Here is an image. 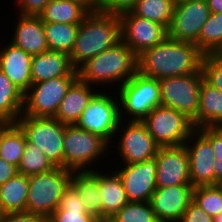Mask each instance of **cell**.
Instances as JSON below:
<instances>
[{"label": "cell", "mask_w": 222, "mask_h": 222, "mask_svg": "<svg viewBox=\"0 0 222 222\" xmlns=\"http://www.w3.org/2000/svg\"><path fill=\"white\" fill-rule=\"evenodd\" d=\"M54 168L55 166L46 157L43 151L35 144L26 140V146L18 167V173L31 176L48 172Z\"/></svg>", "instance_id": "obj_33"}, {"label": "cell", "mask_w": 222, "mask_h": 222, "mask_svg": "<svg viewBox=\"0 0 222 222\" xmlns=\"http://www.w3.org/2000/svg\"><path fill=\"white\" fill-rule=\"evenodd\" d=\"M50 0H16L17 15L39 16Z\"/></svg>", "instance_id": "obj_42"}, {"label": "cell", "mask_w": 222, "mask_h": 222, "mask_svg": "<svg viewBox=\"0 0 222 222\" xmlns=\"http://www.w3.org/2000/svg\"><path fill=\"white\" fill-rule=\"evenodd\" d=\"M142 122L159 147L184 145L195 130L183 113L163 106L155 107Z\"/></svg>", "instance_id": "obj_10"}, {"label": "cell", "mask_w": 222, "mask_h": 222, "mask_svg": "<svg viewBox=\"0 0 222 222\" xmlns=\"http://www.w3.org/2000/svg\"><path fill=\"white\" fill-rule=\"evenodd\" d=\"M78 75H67L33 83L24 93L22 114L33 117H55L60 102Z\"/></svg>", "instance_id": "obj_11"}, {"label": "cell", "mask_w": 222, "mask_h": 222, "mask_svg": "<svg viewBox=\"0 0 222 222\" xmlns=\"http://www.w3.org/2000/svg\"><path fill=\"white\" fill-rule=\"evenodd\" d=\"M203 55L193 43L166 37L138 56V71L158 80L197 73L201 69Z\"/></svg>", "instance_id": "obj_1"}, {"label": "cell", "mask_w": 222, "mask_h": 222, "mask_svg": "<svg viewBox=\"0 0 222 222\" xmlns=\"http://www.w3.org/2000/svg\"><path fill=\"white\" fill-rule=\"evenodd\" d=\"M29 176L17 173L0 185V202L6 213L26 211Z\"/></svg>", "instance_id": "obj_27"}, {"label": "cell", "mask_w": 222, "mask_h": 222, "mask_svg": "<svg viewBox=\"0 0 222 222\" xmlns=\"http://www.w3.org/2000/svg\"><path fill=\"white\" fill-rule=\"evenodd\" d=\"M112 222H159L150 202L129 201L111 219Z\"/></svg>", "instance_id": "obj_34"}, {"label": "cell", "mask_w": 222, "mask_h": 222, "mask_svg": "<svg viewBox=\"0 0 222 222\" xmlns=\"http://www.w3.org/2000/svg\"><path fill=\"white\" fill-rule=\"evenodd\" d=\"M176 0H138L130 9L133 15L146 18L168 29Z\"/></svg>", "instance_id": "obj_30"}, {"label": "cell", "mask_w": 222, "mask_h": 222, "mask_svg": "<svg viewBox=\"0 0 222 222\" xmlns=\"http://www.w3.org/2000/svg\"><path fill=\"white\" fill-rule=\"evenodd\" d=\"M67 75H78L67 53L47 50L33 56L31 63L32 84Z\"/></svg>", "instance_id": "obj_21"}, {"label": "cell", "mask_w": 222, "mask_h": 222, "mask_svg": "<svg viewBox=\"0 0 222 222\" xmlns=\"http://www.w3.org/2000/svg\"><path fill=\"white\" fill-rule=\"evenodd\" d=\"M6 215L5 210L3 209L2 203L0 202V222H2V220L4 219Z\"/></svg>", "instance_id": "obj_48"}, {"label": "cell", "mask_w": 222, "mask_h": 222, "mask_svg": "<svg viewBox=\"0 0 222 222\" xmlns=\"http://www.w3.org/2000/svg\"><path fill=\"white\" fill-rule=\"evenodd\" d=\"M122 167L114 171L122 181L128 200L150 202L157 188L155 158L141 163L124 164Z\"/></svg>", "instance_id": "obj_16"}, {"label": "cell", "mask_w": 222, "mask_h": 222, "mask_svg": "<svg viewBox=\"0 0 222 222\" xmlns=\"http://www.w3.org/2000/svg\"><path fill=\"white\" fill-rule=\"evenodd\" d=\"M83 199L80 198L76 188L70 183L64 190L59 206L56 210H87L82 204Z\"/></svg>", "instance_id": "obj_38"}, {"label": "cell", "mask_w": 222, "mask_h": 222, "mask_svg": "<svg viewBox=\"0 0 222 222\" xmlns=\"http://www.w3.org/2000/svg\"><path fill=\"white\" fill-rule=\"evenodd\" d=\"M214 168V185H217L222 180V162H217V159L213 165Z\"/></svg>", "instance_id": "obj_47"}, {"label": "cell", "mask_w": 222, "mask_h": 222, "mask_svg": "<svg viewBox=\"0 0 222 222\" xmlns=\"http://www.w3.org/2000/svg\"><path fill=\"white\" fill-rule=\"evenodd\" d=\"M26 140L43 151L55 167L64 168V135L66 124L54 117H33L21 114L15 122Z\"/></svg>", "instance_id": "obj_7"}, {"label": "cell", "mask_w": 222, "mask_h": 222, "mask_svg": "<svg viewBox=\"0 0 222 222\" xmlns=\"http://www.w3.org/2000/svg\"><path fill=\"white\" fill-rule=\"evenodd\" d=\"M116 89L121 120L142 121L155 107L161 106L159 80L144 76L139 71Z\"/></svg>", "instance_id": "obj_6"}, {"label": "cell", "mask_w": 222, "mask_h": 222, "mask_svg": "<svg viewBox=\"0 0 222 222\" xmlns=\"http://www.w3.org/2000/svg\"><path fill=\"white\" fill-rule=\"evenodd\" d=\"M182 1H207V0H176V2H182Z\"/></svg>", "instance_id": "obj_50"}, {"label": "cell", "mask_w": 222, "mask_h": 222, "mask_svg": "<svg viewBox=\"0 0 222 222\" xmlns=\"http://www.w3.org/2000/svg\"><path fill=\"white\" fill-rule=\"evenodd\" d=\"M202 70L197 73L159 79L161 106L183 113L193 121L199 109Z\"/></svg>", "instance_id": "obj_9"}, {"label": "cell", "mask_w": 222, "mask_h": 222, "mask_svg": "<svg viewBox=\"0 0 222 222\" xmlns=\"http://www.w3.org/2000/svg\"><path fill=\"white\" fill-rule=\"evenodd\" d=\"M82 4L89 12L99 11L100 0H73Z\"/></svg>", "instance_id": "obj_45"}, {"label": "cell", "mask_w": 222, "mask_h": 222, "mask_svg": "<svg viewBox=\"0 0 222 222\" xmlns=\"http://www.w3.org/2000/svg\"><path fill=\"white\" fill-rule=\"evenodd\" d=\"M0 139H1V122H0Z\"/></svg>", "instance_id": "obj_53"}, {"label": "cell", "mask_w": 222, "mask_h": 222, "mask_svg": "<svg viewBox=\"0 0 222 222\" xmlns=\"http://www.w3.org/2000/svg\"><path fill=\"white\" fill-rule=\"evenodd\" d=\"M217 185H218V187L221 189V191H222V180L221 181H219L218 183H217Z\"/></svg>", "instance_id": "obj_52"}, {"label": "cell", "mask_w": 222, "mask_h": 222, "mask_svg": "<svg viewBox=\"0 0 222 222\" xmlns=\"http://www.w3.org/2000/svg\"><path fill=\"white\" fill-rule=\"evenodd\" d=\"M121 40L137 55L152 48L167 37V29L156 22L133 15L130 11L119 14Z\"/></svg>", "instance_id": "obj_14"}, {"label": "cell", "mask_w": 222, "mask_h": 222, "mask_svg": "<svg viewBox=\"0 0 222 222\" xmlns=\"http://www.w3.org/2000/svg\"><path fill=\"white\" fill-rule=\"evenodd\" d=\"M79 24L44 23L48 49L70 54L76 40Z\"/></svg>", "instance_id": "obj_31"}, {"label": "cell", "mask_w": 222, "mask_h": 222, "mask_svg": "<svg viewBox=\"0 0 222 222\" xmlns=\"http://www.w3.org/2000/svg\"><path fill=\"white\" fill-rule=\"evenodd\" d=\"M109 91V94L108 92L106 94L99 89L90 99L75 125L82 130L99 135L112 145V142L116 144L114 137L121 117L118 94L116 92L117 97H113L110 94L111 90Z\"/></svg>", "instance_id": "obj_8"}, {"label": "cell", "mask_w": 222, "mask_h": 222, "mask_svg": "<svg viewBox=\"0 0 222 222\" xmlns=\"http://www.w3.org/2000/svg\"><path fill=\"white\" fill-rule=\"evenodd\" d=\"M189 155L191 185H214V162L216 160L211 143L195 129L184 144Z\"/></svg>", "instance_id": "obj_17"}, {"label": "cell", "mask_w": 222, "mask_h": 222, "mask_svg": "<svg viewBox=\"0 0 222 222\" xmlns=\"http://www.w3.org/2000/svg\"><path fill=\"white\" fill-rule=\"evenodd\" d=\"M192 185L157 187L150 204L159 222H179L193 200Z\"/></svg>", "instance_id": "obj_18"}, {"label": "cell", "mask_w": 222, "mask_h": 222, "mask_svg": "<svg viewBox=\"0 0 222 222\" xmlns=\"http://www.w3.org/2000/svg\"><path fill=\"white\" fill-rule=\"evenodd\" d=\"M23 105L24 93L0 70V122L15 123Z\"/></svg>", "instance_id": "obj_28"}, {"label": "cell", "mask_w": 222, "mask_h": 222, "mask_svg": "<svg viewBox=\"0 0 222 222\" xmlns=\"http://www.w3.org/2000/svg\"><path fill=\"white\" fill-rule=\"evenodd\" d=\"M222 47V13H211L201 28L198 48L203 54H216Z\"/></svg>", "instance_id": "obj_32"}, {"label": "cell", "mask_w": 222, "mask_h": 222, "mask_svg": "<svg viewBox=\"0 0 222 222\" xmlns=\"http://www.w3.org/2000/svg\"><path fill=\"white\" fill-rule=\"evenodd\" d=\"M201 70L204 80L222 92V58L217 54H204Z\"/></svg>", "instance_id": "obj_36"}, {"label": "cell", "mask_w": 222, "mask_h": 222, "mask_svg": "<svg viewBox=\"0 0 222 222\" xmlns=\"http://www.w3.org/2000/svg\"><path fill=\"white\" fill-rule=\"evenodd\" d=\"M207 1L176 2L174 13L167 29V37L190 42L198 47V38L203 25L210 17Z\"/></svg>", "instance_id": "obj_13"}, {"label": "cell", "mask_w": 222, "mask_h": 222, "mask_svg": "<svg viewBox=\"0 0 222 222\" xmlns=\"http://www.w3.org/2000/svg\"><path fill=\"white\" fill-rule=\"evenodd\" d=\"M138 0H100L99 11L111 14L130 11Z\"/></svg>", "instance_id": "obj_40"}, {"label": "cell", "mask_w": 222, "mask_h": 222, "mask_svg": "<svg viewBox=\"0 0 222 222\" xmlns=\"http://www.w3.org/2000/svg\"><path fill=\"white\" fill-rule=\"evenodd\" d=\"M97 91L96 87H92L77 78L60 102L54 118L66 125L76 124L88 102Z\"/></svg>", "instance_id": "obj_22"}, {"label": "cell", "mask_w": 222, "mask_h": 222, "mask_svg": "<svg viewBox=\"0 0 222 222\" xmlns=\"http://www.w3.org/2000/svg\"><path fill=\"white\" fill-rule=\"evenodd\" d=\"M156 185H191L189 155L184 145L159 147L156 156Z\"/></svg>", "instance_id": "obj_15"}, {"label": "cell", "mask_w": 222, "mask_h": 222, "mask_svg": "<svg viewBox=\"0 0 222 222\" xmlns=\"http://www.w3.org/2000/svg\"><path fill=\"white\" fill-rule=\"evenodd\" d=\"M127 122L121 120L119 123L114 137V140L115 138L118 140V144L110 145V149L115 147L122 164L141 163L154 159L159 146L148 132L146 125L142 121Z\"/></svg>", "instance_id": "obj_12"}, {"label": "cell", "mask_w": 222, "mask_h": 222, "mask_svg": "<svg viewBox=\"0 0 222 222\" xmlns=\"http://www.w3.org/2000/svg\"><path fill=\"white\" fill-rule=\"evenodd\" d=\"M2 222H48V219L30 212L6 213Z\"/></svg>", "instance_id": "obj_43"}, {"label": "cell", "mask_w": 222, "mask_h": 222, "mask_svg": "<svg viewBox=\"0 0 222 222\" xmlns=\"http://www.w3.org/2000/svg\"><path fill=\"white\" fill-rule=\"evenodd\" d=\"M197 130L211 143L217 162H222V127H201Z\"/></svg>", "instance_id": "obj_39"}, {"label": "cell", "mask_w": 222, "mask_h": 222, "mask_svg": "<svg viewBox=\"0 0 222 222\" xmlns=\"http://www.w3.org/2000/svg\"><path fill=\"white\" fill-rule=\"evenodd\" d=\"M98 170V188L104 222L110 220L129 200L119 175L113 169L109 174L102 169Z\"/></svg>", "instance_id": "obj_23"}, {"label": "cell", "mask_w": 222, "mask_h": 222, "mask_svg": "<svg viewBox=\"0 0 222 222\" xmlns=\"http://www.w3.org/2000/svg\"><path fill=\"white\" fill-rule=\"evenodd\" d=\"M211 13H222V0H207Z\"/></svg>", "instance_id": "obj_46"}, {"label": "cell", "mask_w": 222, "mask_h": 222, "mask_svg": "<svg viewBox=\"0 0 222 222\" xmlns=\"http://www.w3.org/2000/svg\"><path fill=\"white\" fill-rule=\"evenodd\" d=\"M18 173V168L0 158V185L7 182L10 178L14 177Z\"/></svg>", "instance_id": "obj_44"}, {"label": "cell", "mask_w": 222, "mask_h": 222, "mask_svg": "<svg viewBox=\"0 0 222 222\" xmlns=\"http://www.w3.org/2000/svg\"><path fill=\"white\" fill-rule=\"evenodd\" d=\"M6 45L0 48V70L25 93L32 85L31 63L33 56L11 42Z\"/></svg>", "instance_id": "obj_20"}, {"label": "cell", "mask_w": 222, "mask_h": 222, "mask_svg": "<svg viewBox=\"0 0 222 222\" xmlns=\"http://www.w3.org/2000/svg\"><path fill=\"white\" fill-rule=\"evenodd\" d=\"M121 41L119 15L101 11L89 12L79 24L74 46L69 54L77 70L87 60L104 52Z\"/></svg>", "instance_id": "obj_2"}, {"label": "cell", "mask_w": 222, "mask_h": 222, "mask_svg": "<svg viewBox=\"0 0 222 222\" xmlns=\"http://www.w3.org/2000/svg\"><path fill=\"white\" fill-rule=\"evenodd\" d=\"M98 169L72 172L71 184L76 188L88 212L102 222V204L98 188Z\"/></svg>", "instance_id": "obj_25"}, {"label": "cell", "mask_w": 222, "mask_h": 222, "mask_svg": "<svg viewBox=\"0 0 222 222\" xmlns=\"http://www.w3.org/2000/svg\"><path fill=\"white\" fill-rule=\"evenodd\" d=\"M214 221L215 222H222V212L219 215H217L216 217H214Z\"/></svg>", "instance_id": "obj_49"}, {"label": "cell", "mask_w": 222, "mask_h": 222, "mask_svg": "<svg viewBox=\"0 0 222 222\" xmlns=\"http://www.w3.org/2000/svg\"><path fill=\"white\" fill-rule=\"evenodd\" d=\"M48 222H101L88 210H55Z\"/></svg>", "instance_id": "obj_37"}, {"label": "cell", "mask_w": 222, "mask_h": 222, "mask_svg": "<svg viewBox=\"0 0 222 222\" xmlns=\"http://www.w3.org/2000/svg\"><path fill=\"white\" fill-rule=\"evenodd\" d=\"M216 54L222 58V47L220 48V50Z\"/></svg>", "instance_id": "obj_51"}, {"label": "cell", "mask_w": 222, "mask_h": 222, "mask_svg": "<svg viewBox=\"0 0 222 222\" xmlns=\"http://www.w3.org/2000/svg\"><path fill=\"white\" fill-rule=\"evenodd\" d=\"M63 148L64 168L72 172L93 171L92 166L99 163L97 160L111 153L110 145L103 138L75 124L66 125Z\"/></svg>", "instance_id": "obj_4"}, {"label": "cell", "mask_w": 222, "mask_h": 222, "mask_svg": "<svg viewBox=\"0 0 222 222\" xmlns=\"http://www.w3.org/2000/svg\"><path fill=\"white\" fill-rule=\"evenodd\" d=\"M193 201L213 218L222 212V191L218 185L195 187Z\"/></svg>", "instance_id": "obj_35"}, {"label": "cell", "mask_w": 222, "mask_h": 222, "mask_svg": "<svg viewBox=\"0 0 222 222\" xmlns=\"http://www.w3.org/2000/svg\"><path fill=\"white\" fill-rule=\"evenodd\" d=\"M179 222H215L214 218L209 216L197 203L193 200L189 203L187 209L182 215Z\"/></svg>", "instance_id": "obj_41"}, {"label": "cell", "mask_w": 222, "mask_h": 222, "mask_svg": "<svg viewBox=\"0 0 222 222\" xmlns=\"http://www.w3.org/2000/svg\"><path fill=\"white\" fill-rule=\"evenodd\" d=\"M10 42L31 56L47 51L44 23L39 16L18 15Z\"/></svg>", "instance_id": "obj_19"}, {"label": "cell", "mask_w": 222, "mask_h": 222, "mask_svg": "<svg viewBox=\"0 0 222 222\" xmlns=\"http://www.w3.org/2000/svg\"><path fill=\"white\" fill-rule=\"evenodd\" d=\"M192 124L195 129L222 127V92L204 79L200 87L199 109Z\"/></svg>", "instance_id": "obj_24"}, {"label": "cell", "mask_w": 222, "mask_h": 222, "mask_svg": "<svg viewBox=\"0 0 222 222\" xmlns=\"http://www.w3.org/2000/svg\"><path fill=\"white\" fill-rule=\"evenodd\" d=\"M72 171L62 167L29 176L26 212L49 218L58 208L64 190L71 183Z\"/></svg>", "instance_id": "obj_5"}, {"label": "cell", "mask_w": 222, "mask_h": 222, "mask_svg": "<svg viewBox=\"0 0 222 222\" xmlns=\"http://www.w3.org/2000/svg\"><path fill=\"white\" fill-rule=\"evenodd\" d=\"M77 72L78 78L92 87L104 84L103 87L109 86L108 89L114 85L119 88L138 72V56L121 40L87 60Z\"/></svg>", "instance_id": "obj_3"}, {"label": "cell", "mask_w": 222, "mask_h": 222, "mask_svg": "<svg viewBox=\"0 0 222 222\" xmlns=\"http://www.w3.org/2000/svg\"><path fill=\"white\" fill-rule=\"evenodd\" d=\"M89 11L73 0H50L39 14L43 23L80 24Z\"/></svg>", "instance_id": "obj_26"}, {"label": "cell", "mask_w": 222, "mask_h": 222, "mask_svg": "<svg viewBox=\"0 0 222 222\" xmlns=\"http://www.w3.org/2000/svg\"><path fill=\"white\" fill-rule=\"evenodd\" d=\"M26 137L16 123L1 122L0 158L19 167Z\"/></svg>", "instance_id": "obj_29"}]
</instances>
